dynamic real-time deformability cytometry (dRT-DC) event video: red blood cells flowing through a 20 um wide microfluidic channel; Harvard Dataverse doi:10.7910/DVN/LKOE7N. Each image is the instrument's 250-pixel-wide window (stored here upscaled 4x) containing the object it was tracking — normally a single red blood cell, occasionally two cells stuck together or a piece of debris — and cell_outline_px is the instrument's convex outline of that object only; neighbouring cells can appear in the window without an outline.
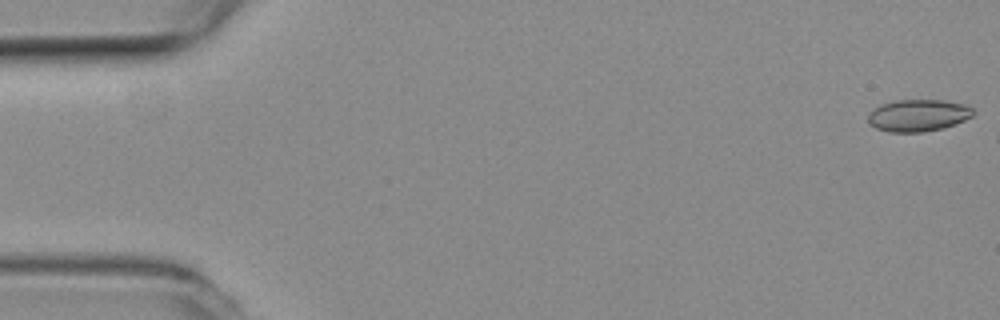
{"species": "common noctule bat (a hibernating species)", "species_latin": "Nyctalus noctula", "temperature_condition": "room temperature", "stored_images_in_passage": 8, "camera_frame_rate_fps": 3000, "um_per_image_px": 0.085, "animal": {"sex": "female", "body_mass_g": 19.3, "forearm_length_mm": 54.1}, "frame": {"image": 1, "passage_image": 1, "time_ms": 0.0, "image_size_px": [1000, 320], "cell_outline_px": [[976, 112], [972, 116], [956, 124], [944, 128], [924, 132], [888, 132], [876, 128], [868, 120], [868, 112], [872, 108], [880, 104], [896, 100], [944, 100], [964, 104], [972, 108]], "centroid_in_image_um": [78.04, 9.8], "position_along_channel_um": 7.0, "area_um2": 19.83}}